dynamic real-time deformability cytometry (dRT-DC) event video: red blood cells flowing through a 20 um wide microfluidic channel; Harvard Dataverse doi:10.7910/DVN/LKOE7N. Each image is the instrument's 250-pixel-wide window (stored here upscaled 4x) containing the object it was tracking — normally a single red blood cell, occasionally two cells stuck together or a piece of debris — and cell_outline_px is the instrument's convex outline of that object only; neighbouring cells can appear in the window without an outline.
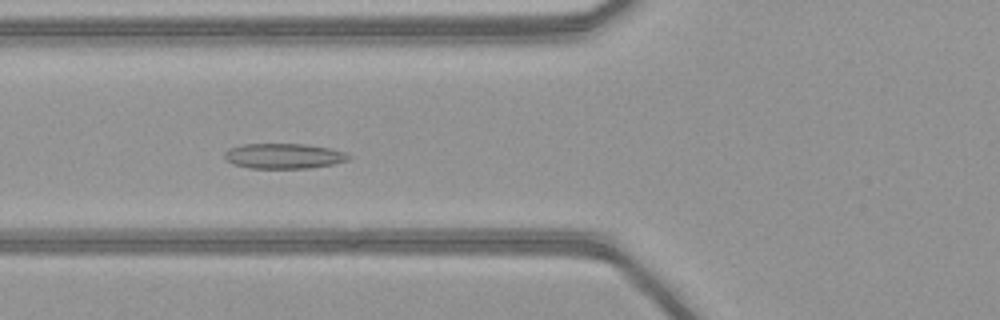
{"species": "common noctule bat (a hibernating species)", "species_latin": "Nyctalus noctula", "temperature_condition": "warm", "stored_images_in_passage": 51, "camera_frame_rate_fps": 3000, "um_per_image_px": 0.085, "animal": {"sex": "female", "body_mass_g": 21.9}, "frame": {"image": 1, "passage_image": 20, "time_ms": 6.333, "image_size_px": [1000, 320], "cell_outline_px": [[352, 156], [348, 160], [332, 164], [308, 168], [248, 168], [232, 164], [224, 156], [224, 152], [228, 148], [244, 144], [304, 144], [328, 148], [344, 152]], "centroid_in_image_um": [24.09, 13.26], "position_along_channel_um": 101.7, "area_um2": 18.15}}
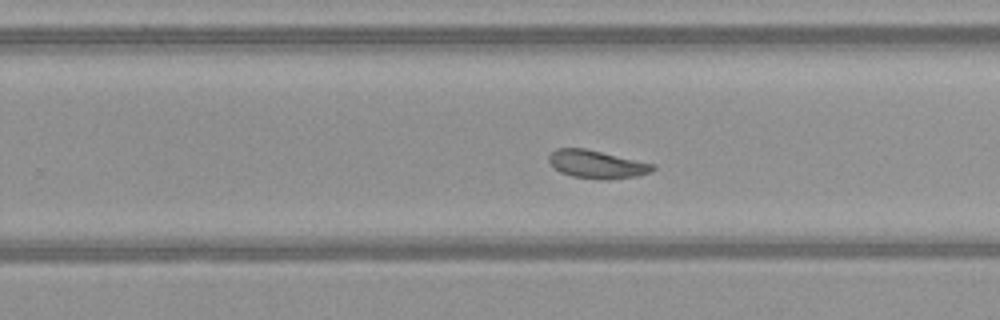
{"frame": {"image": 2, "passage_image": 33, "time_ms": 10.667, "image_size_px": [1000, 320], "cell_outline_px": [[656, 168], [652, 172], [640, 176], [608, 180], [604, 180], [572, 176], [560, 172], [548, 160], [548, 156], [556, 148], [584, 148], [656, 164]], "centroid_in_image_um": [50.79, 13.97], "position_along_channel_um": 279.0, "area_um2": 17.11}}
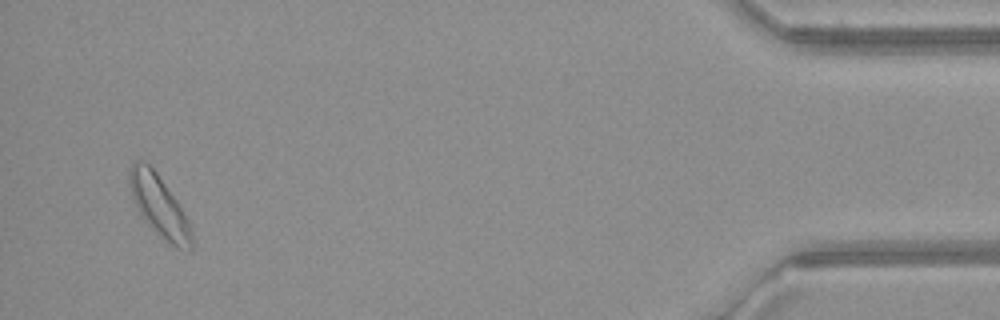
{"frame": {"image": 3, "passage_image": 49, "time_ms": 16.0, "image_size_px": [1000, 320], "cell_outline_px": [[192, 248], [188, 252], [176, 248], [160, 236], [144, 220], [132, 196], [128, 180], [128, 168], [136, 160], [144, 160], [156, 172], [176, 200], [184, 212], [188, 220], [192, 232]], "centroid_in_image_um": [13.53, 17.51], "position_along_channel_um": 421.7, "area_um2": 22.02}, "authors_computed_cell_mechanics": {"area_um2": 18.6116, "velocity_mm_per_s": 4.087, "shape_relaxation_time_tau1_ms": 6.3076, "shape_relaxation_time_tau2_ms": 2.5651, "deformation_change_tau1": 0.1298, "deformation_change_tau2": 0.0867}}